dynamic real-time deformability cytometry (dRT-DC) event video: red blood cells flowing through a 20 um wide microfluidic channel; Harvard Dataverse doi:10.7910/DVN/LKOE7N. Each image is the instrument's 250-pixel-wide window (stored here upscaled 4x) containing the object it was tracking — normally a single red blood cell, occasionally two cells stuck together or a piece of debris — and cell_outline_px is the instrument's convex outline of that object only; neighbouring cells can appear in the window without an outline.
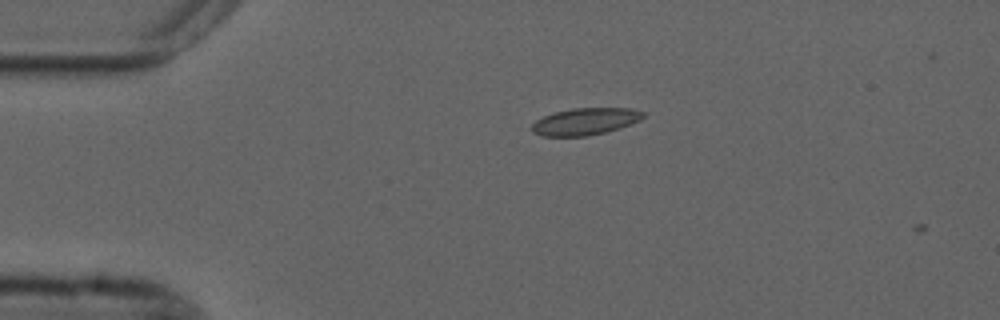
{"species": "common noctule bat (a hibernating species)", "species_latin": "Nyctalus noctula", "temperature_condition": "cold", "stored_images_in_passage": 3, "camera_frame_rate_fps": 3000, "um_per_image_px": 0.085, "animal": {"sex": "male", "forearm_length_mm": 52.5}, "frame": {"image": 1, "passage_image": 1, "time_ms": 0.0, "image_size_px": [1000, 320], "cell_outline_px": [[644, 116], [640, 120], [620, 128], [588, 136], [544, 136], [532, 132], [532, 124], [536, 120], [544, 116], [556, 112], [572, 108], [628, 108], [644, 112]], "centroid_in_image_um": [49.74, 10.32], "position_along_channel_um": 35.3, "area_um2": 17.34}}